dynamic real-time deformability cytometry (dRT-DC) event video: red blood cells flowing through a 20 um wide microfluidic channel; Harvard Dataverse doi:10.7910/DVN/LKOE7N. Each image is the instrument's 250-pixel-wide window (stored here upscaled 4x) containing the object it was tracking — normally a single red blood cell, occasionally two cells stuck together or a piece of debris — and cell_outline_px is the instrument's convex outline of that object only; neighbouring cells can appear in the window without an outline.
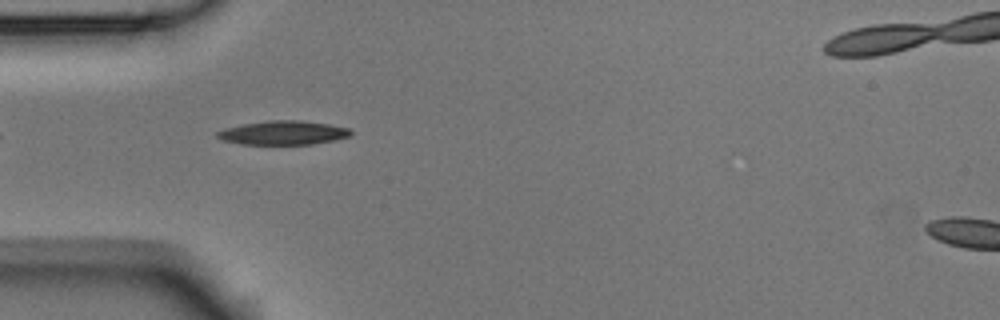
{"species": "Egyptian fruit bat (a non-hibernating species)", "species_latin": "Rousettus aegyptiacus", "temperature_condition": "room temperature", "stored_images_in_passage": 4, "segment_of_instrument_passage": [1, 2], "camera_frame_rate_fps": 3000, "um_per_image_px": 0.085, "animal": {"sex": "male"}, "frame": {"image": 1, "passage_image": 2, "time_ms": 0.333, "image_size_px": [1000, 320], "cell_outline_px": [[352, 132], [348, 136], [332, 140], [312, 144], [240, 144], [220, 140], [216, 136], [216, 132], [224, 128], [244, 124], [268, 120], [300, 120], [332, 124], [348, 128]], "centroid_in_image_um": [24.02, 11.28], "position_along_channel_um": 61.0, "area_um2": 18.61}}
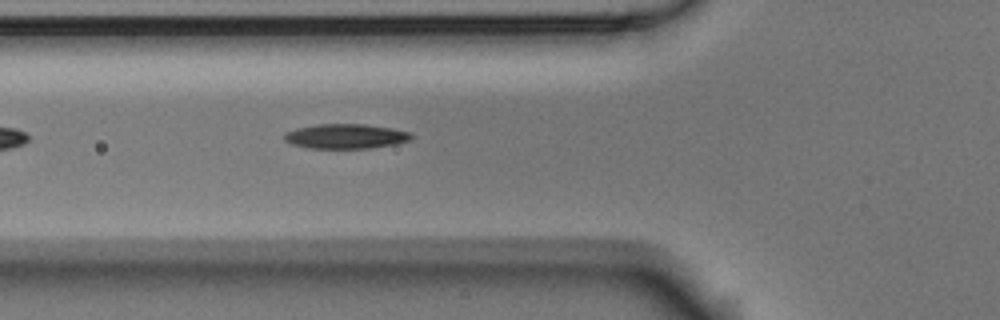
{"frame": {"image": 2, "passage_image": 3, "time_ms": 0.667, "image_size_px": [1000, 320], "cell_outline_px": [[412, 136], [408, 140], [396, 144], [368, 148], [308, 148], [292, 144], [284, 140], [284, 132], [296, 128], [316, 124], [364, 124], [392, 128], [412, 132]], "centroid_in_image_um": [29.36, 11.58], "position_along_channel_um": 96.4, "area_um2": 18.32}}